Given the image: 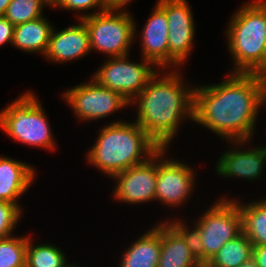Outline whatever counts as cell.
Wrapping results in <instances>:
<instances>
[{
  "mask_svg": "<svg viewBox=\"0 0 266 267\" xmlns=\"http://www.w3.org/2000/svg\"><path fill=\"white\" fill-rule=\"evenodd\" d=\"M44 4L51 5L52 0H12L4 16L16 26L42 17Z\"/></svg>",
  "mask_w": 266,
  "mask_h": 267,
  "instance_id": "23",
  "label": "cell"
},
{
  "mask_svg": "<svg viewBox=\"0 0 266 267\" xmlns=\"http://www.w3.org/2000/svg\"><path fill=\"white\" fill-rule=\"evenodd\" d=\"M239 267H257L255 261L251 258L249 261L242 263Z\"/></svg>",
  "mask_w": 266,
  "mask_h": 267,
  "instance_id": "32",
  "label": "cell"
},
{
  "mask_svg": "<svg viewBox=\"0 0 266 267\" xmlns=\"http://www.w3.org/2000/svg\"><path fill=\"white\" fill-rule=\"evenodd\" d=\"M157 5L168 19L169 64L181 65L193 46V14L186 0H159Z\"/></svg>",
  "mask_w": 266,
  "mask_h": 267,
  "instance_id": "10",
  "label": "cell"
},
{
  "mask_svg": "<svg viewBox=\"0 0 266 267\" xmlns=\"http://www.w3.org/2000/svg\"><path fill=\"white\" fill-rule=\"evenodd\" d=\"M160 149L137 123L118 121L103 127L87 160L113 178L117 173L146 162ZM143 154L146 159L141 158Z\"/></svg>",
  "mask_w": 266,
  "mask_h": 267,
  "instance_id": "3",
  "label": "cell"
},
{
  "mask_svg": "<svg viewBox=\"0 0 266 267\" xmlns=\"http://www.w3.org/2000/svg\"><path fill=\"white\" fill-rule=\"evenodd\" d=\"M65 267H78V266H74V265H72V264H69V265L66 264Z\"/></svg>",
  "mask_w": 266,
  "mask_h": 267,
  "instance_id": "34",
  "label": "cell"
},
{
  "mask_svg": "<svg viewBox=\"0 0 266 267\" xmlns=\"http://www.w3.org/2000/svg\"><path fill=\"white\" fill-rule=\"evenodd\" d=\"M53 26L43 16L14 28L13 45L26 52L45 54Z\"/></svg>",
  "mask_w": 266,
  "mask_h": 267,
  "instance_id": "19",
  "label": "cell"
},
{
  "mask_svg": "<svg viewBox=\"0 0 266 267\" xmlns=\"http://www.w3.org/2000/svg\"><path fill=\"white\" fill-rule=\"evenodd\" d=\"M33 94L20 96L0 112V128L19 142L54 150L50 124Z\"/></svg>",
  "mask_w": 266,
  "mask_h": 267,
  "instance_id": "5",
  "label": "cell"
},
{
  "mask_svg": "<svg viewBox=\"0 0 266 267\" xmlns=\"http://www.w3.org/2000/svg\"><path fill=\"white\" fill-rule=\"evenodd\" d=\"M131 0H103L108 7H124Z\"/></svg>",
  "mask_w": 266,
  "mask_h": 267,
  "instance_id": "30",
  "label": "cell"
},
{
  "mask_svg": "<svg viewBox=\"0 0 266 267\" xmlns=\"http://www.w3.org/2000/svg\"><path fill=\"white\" fill-rule=\"evenodd\" d=\"M157 162L155 200L171 207L182 204L194 186L193 170L175 160L158 159Z\"/></svg>",
  "mask_w": 266,
  "mask_h": 267,
  "instance_id": "12",
  "label": "cell"
},
{
  "mask_svg": "<svg viewBox=\"0 0 266 267\" xmlns=\"http://www.w3.org/2000/svg\"><path fill=\"white\" fill-rule=\"evenodd\" d=\"M66 257L62 250L53 245L32 246L28 237L25 267H65Z\"/></svg>",
  "mask_w": 266,
  "mask_h": 267,
  "instance_id": "22",
  "label": "cell"
},
{
  "mask_svg": "<svg viewBox=\"0 0 266 267\" xmlns=\"http://www.w3.org/2000/svg\"><path fill=\"white\" fill-rule=\"evenodd\" d=\"M265 101V77L232 72L222 83L194 88L193 121L239 145L252 137Z\"/></svg>",
  "mask_w": 266,
  "mask_h": 267,
  "instance_id": "1",
  "label": "cell"
},
{
  "mask_svg": "<svg viewBox=\"0 0 266 267\" xmlns=\"http://www.w3.org/2000/svg\"><path fill=\"white\" fill-rule=\"evenodd\" d=\"M21 211L19 205L0 200V239L11 236Z\"/></svg>",
  "mask_w": 266,
  "mask_h": 267,
  "instance_id": "26",
  "label": "cell"
},
{
  "mask_svg": "<svg viewBox=\"0 0 266 267\" xmlns=\"http://www.w3.org/2000/svg\"><path fill=\"white\" fill-rule=\"evenodd\" d=\"M252 259L257 267H266V245L253 246Z\"/></svg>",
  "mask_w": 266,
  "mask_h": 267,
  "instance_id": "29",
  "label": "cell"
},
{
  "mask_svg": "<svg viewBox=\"0 0 266 267\" xmlns=\"http://www.w3.org/2000/svg\"><path fill=\"white\" fill-rule=\"evenodd\" d=\"M64 97L76 116L88 121L106 117L131 103L122 94L101 86L94 79L69 89Z\"/></svg>",
  "mask_w": 266,
  "mask_h": 267,
  "instance_id": "9",
  "label": "cell"
},
{
  "mask_svg": "<svg viewBox=\"0 0 266 267\" xmlns=\"http://www.w3.org/2000/svg\"><path fill=\"white\" fill-rule=\"evenodd\" d=\"M161 253V224L145 233L127 249L120 267H158Z\"/></svg>",
  "mask_w": 266,
  "mask_h": 267,
  "instance_id": "18",
  "label": "cell"
},
{
  "mask_svg": "<svg viewBox=\"0 0 266 267\" xmlns=\"http://www.w3.org/2000/svg\"><path fill=\"white\" fill-rule=\"evenodd\" d=\"M236 202L224 198L217 201L195 224L204 247V266L226 242L242 233L240 209Z\"/></svg>",
  "mask_w": 266,
  "mask_h": 267,
  "instance_id": "7",
  "label": "cell"
},
{
  "mask_svg": "<svg viewBox=\"0 0 266 267\" xmlns=\"http://www.w3.org/2000/svg\"><path fill=\"white\" fill-rule=\"evenodd\" d=\"M253 245L243 233L226 242L205 267H239L252 258Z\"/></svg>",
  "mask_w": 266,
  "mask_h": 267,
  "instance_id": "21",
  "label": "cell"
},
{
  "mask_svg": "<svg viewBox=\"0 0 266 267\" xmlns=\"http://www.w3.org/2000/svg\"><path fill=\"white\" fill-rule=\"evenodd\" d=\"M158 74L135 97L139 101L136 123L161 148H167L179 121L186 115L193 120L194 87L184 88L178 73L161 78Z\"/></svg>",
  "mask_w": 266,
  "mask_h": 267,
  "instance_id": "2",
  "label": "cell"
},
{
  "mask_svg": "<svg viewBox=\"0 0 266 267\" xmlns=\"http://www.w3.org/2000/svg\"><path fill=\"white\" fill-rule=\"evenodd\" d=\"M237 205L240 209L242 233L253 246L266 245V199Z\"/></svg>",
  "mask_w": 266,
  "mask_h": 267,
  "instance_id": "20",
  "label": "cell"
},
{
  "mask_svg": "<svg viewBox=\"0 0 266 267\" xmlns=\"http://www.w3.org/2000/svg\"><path fill=\"white\" fill-rule=\"evenodd\" d=\"M165 149L161 148L146 162L115 174L113 177L118 181L114 192L115 199L133 204L155 200L157 163L154 160L162 158Z\"/></svg>",
  "mask_w": 266,
  "mask_h": 267,
  "instance_id": "11",
  "label": "cell"
},
{
  "mask_svg": "<svg viewBox=\"0 0 266 267\" xmlns=\"http://www.w3.org/2000/svg\"><path fill=\"white\" fill-rule=\"evenodd\" d=\"M158 267H202L182 236L168 222L161 224V253Z\"/></svg>",
  "mask_w": 266,
  "mask_h": 267,
  "instance_id": "17",
  "label": "cell"
},
{
  "mask_svg": "<svg viewBox=\"0 0 266 267\" xmlns=\"http://www.w3.org/2000/svg\"><path fill=\"white\" fill-rule=\"evenodd\" d=\"M217 162L216 171L223 177L237 176L247 179L260 178L266 162V147L249 151L227 150Z\"/></svg>",
  "mask_w": 266,
  "mask_h": 267,
  "instance_id": "15",
  "label": "cell"
},
{
  "mask_svg": "<svg viewBox=\"0 0 266 267\" xmlns=\"http://www.w3.org/2000/svg\"><path fill=\"white\" fill-rule=\"evenodd\" d=\"M263 77L266 78V45L264 48V55H263Z\"/></svg>",
  "mask_w": 266,
  "mask_h": 267,
  "instance_id": "33",
  "label": "cell"
},
{
  "mask_svg": "<svg viewBox=\"0 0 266 267\" xmlns=\"http://www.w3.org/2000/svg\"><path fill=\"white\" fill-rule=\"evenodd\" d=\"M28 237L0 239V267H25Z\"/></svg>",
  "mask_w": 266,
  "mask_h": 267,
  "instance_id": "24",
  "label": "cell"
},
{
  "mask_svg": "<svg viewBox=\"0 0 266 267\" xmlns=\"http://www.w3.org/2000/svg\"><path fill=\"white\" fill-rule=\"evenodd\" d=\"M15 26L5 17L0 16V45L13 43Z\"/></svg>",
  "mask_w": 266,
  "mask_h": 267,
  "instance_id": "28",
  "label": "cell"
},
{
  "mask_svg": "<svg viewBox=\"0 0 266 267\" xmlns=\"http://www.w3.org/2000/svg\"><path fill=\"white\" fill-rule=\"evenodd\" d=\"M12 0H0V16H4L8 8L9 3Z\"/></svg>",
  "mask_w": 266,
  "mask_h": 267,
  "instance_id": "31",
  "label": "cell"
},
{
  "mask_svg": "<svg viewBox=\"0 0 266 267\" xmlns=\"http://www.w3.org/2000/svg\"><path fill=\"white\" fill-rule=\"evenodd\" d=\"M34 172V168L21 161L0 157V200L17 205V199L33 182Z\"/></svg>",
  "mask_w": 266,
  "mask_h": 267,
  "instance_id": "16",
  "label": "cell"
},
{
  "mask_svg": "<svg viewBox=\"0 0 266 267\" xmlns=\"http://www.w3.org/2000/svg\"><path fill=\"white\" fill-rule=\"evenodd\" d=\"M169 224L182 236L195 259L204 266V247L199 228L196 226L192 231L187 230V227L179 221Z\"/></svg>",
  "mask_w": 266,
  "mask_h": 267,
  "instance_id": "25",
  "label": "cell"
},
{
  "mask_svg": "<svg viewBox=\"0 0 266 267\" xmlns=\"http://www.w3.org/2000/svg\"><path fill=\"white\" fill-rule=\"evenodd\" d=\"M127 56L111 57V60H107L98 69L93 79L101 86L120 93L128 101L133 102L158 72L153 69V62L143 59L144 63H132Z\"/></svg>",
  "mask_w": 266,
  "mask_h": 267,
  "instance_id": "8",
  "label": "cell"
},
{
  "mask_svg": "<svg viewBox=\"0 0 266 267\" xmlns=\"http://www.w3.org/2000/svg\"><path fill=\"white\" fill-rule=\"evenodd\" d=\"M122 7H108L98 13L79 15L89 31L90 50L96 49L110 57L128 55L135 34V23ZM116 11L118 14L114 13Z\"/></svg>",
  "mask_w": 266,
  "mask_h": 267,
  "instance_id": "6",
  "label": "cell"
},
{
  "mask_svg": "<svg viewBox=\"0 0 266 267\" xmlns=\"http://www.w3.org/2000/svg\"><path fill=\"white\" fill-rule=\"evenodd\" d=\"M51 6L62 7L67 10L83 11L86 9H91L95 7L100 8L104 11L108 6L103 2V0H52Z\"/></svg>",
  "mask_w": 266,
  "mask_h": 267,
  "instance_id": "27",
  "label": "cell"
},
{
  "mask_svg": "<svg viewBox=\"0 0 266 267\" xmlns=\"http://www.w3.org/2000/svg\"><path fill=\"white\" fill-rule=\"evenodd\" d=\"M81 23L67 27L59 32L52 29L45 57L53 62L64 63L80 58L90 50L89 31L86 24Z\"/></svg>",
  "mask_w": 266,
  "mask_h": 267,
  "instance_id": "13",
  "label": "cell"
},
{
  "mask_svg": "<svg viewBox=\"0 0 266 267\" xmlns=\"http://www.w3.org/2000/svg\"><path fill=\"white\" fill-rule=\"evenodd\" d=\"M228 25V48L233 55L235 73L263 76L266 45V1L249 2L232 16Z\"/></svg>",
  "mask_w": 266,
  "mask_h": 267,
  "instance_id": "4",
  "label": "cell"
},
{
  "mask_svg": "<svg viewBox=\"0 0 266 267\" xmlns=\"http://www.w3.org/2000/svg\"><path fill=\"white\" fill-rule=\"evenodd\" d=\"M168 19L166 13L155 6L141 35L142 59H147L160 67L169 65Z\"/></svg>",
  "mask_w": 266,
  "mask_h": 267,
  "instance_id": "14",
  "label": "cell"
}]
</instances>
